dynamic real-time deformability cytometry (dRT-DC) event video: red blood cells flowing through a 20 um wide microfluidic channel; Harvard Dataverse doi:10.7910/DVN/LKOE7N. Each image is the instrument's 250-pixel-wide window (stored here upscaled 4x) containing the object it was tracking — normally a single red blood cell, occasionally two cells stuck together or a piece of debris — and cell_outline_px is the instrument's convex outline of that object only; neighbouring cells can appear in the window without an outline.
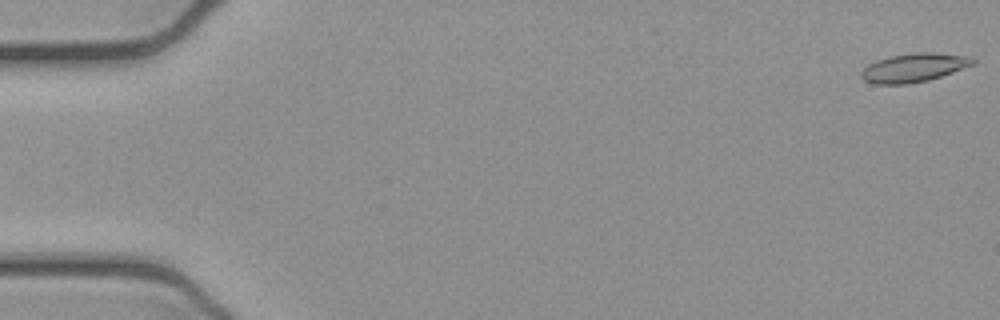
{"species": "common noctule bat (a hibernating species)", "species_latin": "Nyctalus noctula", "temperature_condition": "cold", "stored_images_in_passage": 53, "camera_frame_rate_fps": 3000, "um_per_image_px": 0.085, "animal": {"sex": "female", "body_mass_g": 21.9}, "frame": {"image": 1, "passage_image": 1, "time_ms": 0.0, "image_size_px": [1000, 320], "cell_outline_px": [[976, 64], [928, 80], [908, 84], [876, 84], [864, 80], [860, 76], [860, 72], [868, 64], [876, 60], [888, 56], [912, 52], [932, 52], [972, 56], [976, 60]], "centroid_in_image_um": [77.69, 5.73], "position_along_channel_um": 7.3, "area_um2": 18.9}}
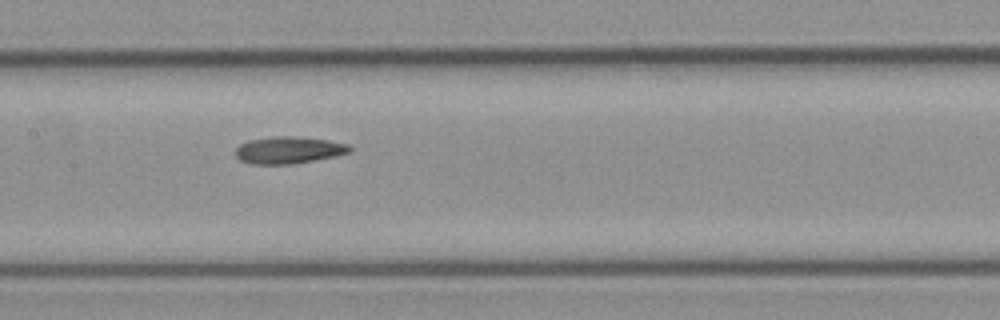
{"frame": {"image": 2, "passage_image": 26, "time_ms": 8.333, "image_size_px": [1000, 320], "cell_outline_px": [[352, 152], [336, 156], [292, 164], [248, 164], [240, 160], [236, 156], [236, 148], [240, 144], [248, 140], [272, 136], [296, 136], [328, 140], [348, 144], [352, 148]], "centroid_in_image_um": [24.54, 12.75], "position_along_channel_um": 182.9, "area_um2": 18.15}}
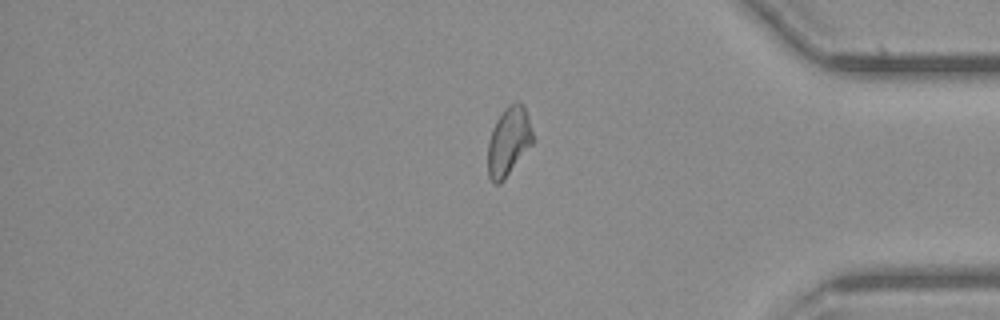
{"frame": {"image": 3, "passage_image": 44, "time_ms": 14.333, "image_size_px": [1000, 320], "cell_outline_px": [[532, 144], [504, 180], [500, 184], [492, 184], [488, 176], [488, 144], [492, 128], [496, 120], [504, 108], [508, 104], [524, 104], [528, 116], [532, 132]], "centroid_in_image_um": [43.21, 12.05], "position_along_channel_um": 392.0, "area_um2": 17.92}}